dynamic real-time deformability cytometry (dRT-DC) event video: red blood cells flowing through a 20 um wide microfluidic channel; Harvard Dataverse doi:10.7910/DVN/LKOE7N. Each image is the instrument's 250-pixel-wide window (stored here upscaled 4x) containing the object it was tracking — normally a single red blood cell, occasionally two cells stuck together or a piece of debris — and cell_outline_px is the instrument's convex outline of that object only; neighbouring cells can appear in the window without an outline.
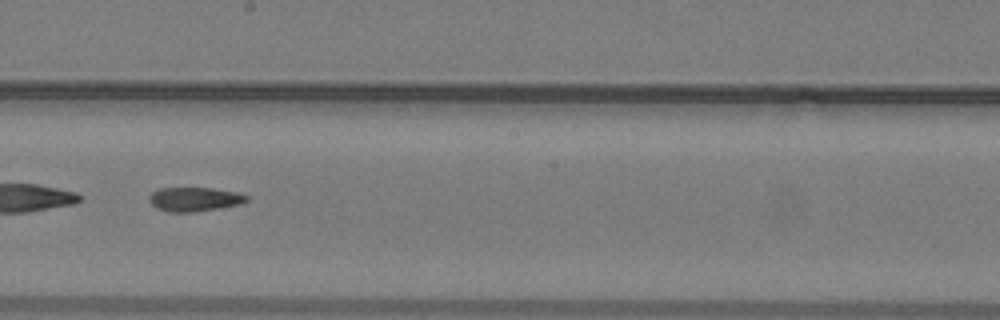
{"species": "common noctule bat (a hibernating species)", "species_latin": "Nyctalus noctula", "temperature_condition": "warm", "stored_images_in_passage": 46, "segment_of_instrument_passage": [2, 2], "camera_frame_rate_fps": 3000, "um_per_image_px": 0.085, "animal": {"sex": "male", "body_mass_g": 19.2, "forearm_length_mm": 51.8}, "frame": {"image": 1, "passage_image": 27, "time_ms": 8.667, "image_size_px": [1000, 320], "cell_outline_px": [[248, 200], [240, 204], [220, 208], [192, 212], [168, 212], [156, 208], [148, 200], [148, 196], [152, 192], [160, 188], [212, 188], [236, 192], [248, 196]], "centroid_in_image_um": [16.5, 16.94], "position_along_channel_um": 231.7, "area_um2": 13.7}}
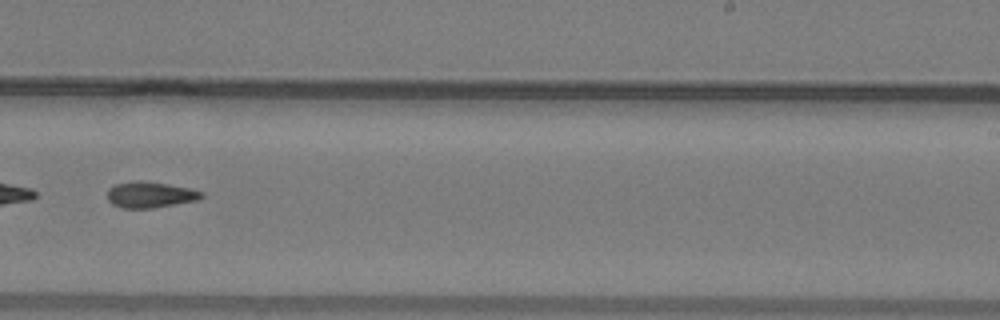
{"frame": {"image": 2, "passage_image": 30, "time_ms": 9.667, "image_size_px": [1000, 320], "cell_outline_px": [[204, 196], [196, 200], [152, 208], [120, 208], [112, 204], [108, 200], [108, 188], [116, 184], [164, 184], [188, 188], [204, 192]], "centroid_in_image_um": [12.77, 16.61], "position_along_channel_um": 276.2, "area_um2": 13.35}}